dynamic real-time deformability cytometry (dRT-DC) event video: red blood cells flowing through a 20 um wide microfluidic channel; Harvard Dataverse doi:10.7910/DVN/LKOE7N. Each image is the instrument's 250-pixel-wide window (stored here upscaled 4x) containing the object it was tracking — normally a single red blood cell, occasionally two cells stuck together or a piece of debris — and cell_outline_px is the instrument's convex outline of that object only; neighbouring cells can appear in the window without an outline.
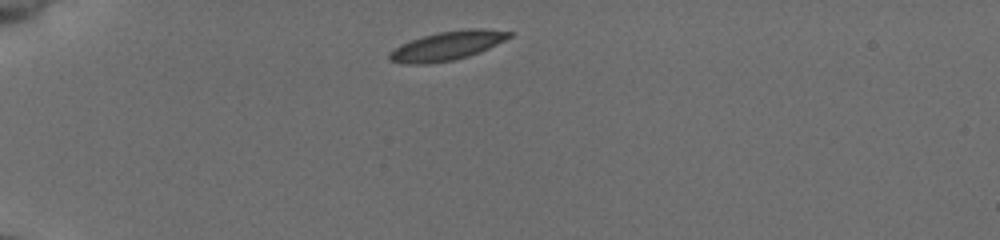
{"species": "common noctule bat (a hibernating species)", "species_latin": "Nyctalus noctula", "temperature_condition": "cold", "stored_images_in_passage": 40, "camera_frame_rate_fps": 3000, "um_per_image_px": 0.085, "animal": {"sex": "female", "body_mass_g": 19.5, "forearm_length_mm": 54.1}, "frame": {"image": 1, "passage_image": 1, "time_ms": 0.0, "image_size_px": [1000, 240], "cell_outline_px": [[512, 36], [480, 52], [468, 56], [452, 60], [428, 64], [400, 64], [388, 60], [388, 52], [400, 44], [424, 36], [440, 32], [468, 28], [484, 28], [512, 32]], "centroid_in_image_um": [37.97, 3.9], "position_along_channel_um": 47.0, "area_um2": 20.23}}
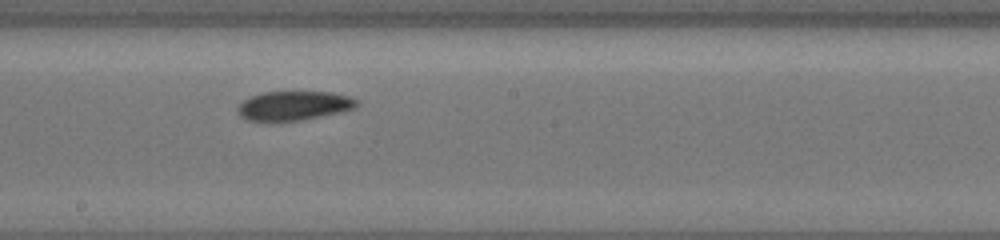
{"frame": {"image": 2, "passage_image": 18, "time_ms": 5.667, "image_size_px": [1000, 240], "cell_outline_px": [[360, 104], [356, 108], [344, 112], [300, 120], [248, 120], [240, 116], [236, 108], [244, 100], [252, 96], [264, 92], [332, 92], [348, 96], [356, 100]], "centroid_in_image_um": [25.03, 8.98], "position_along_channel_um": 223.2, "area_um2": 20.11}}
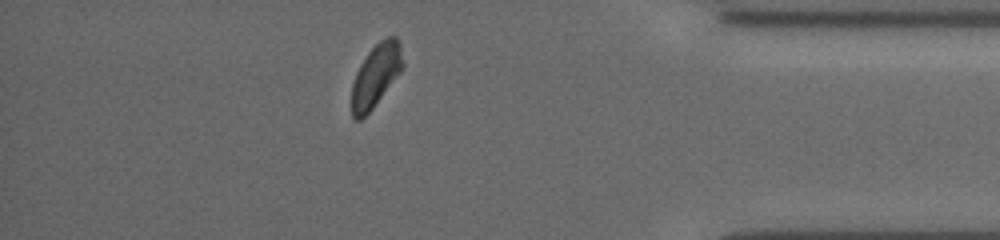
{"frame": {"image": 3, "passage_image": 34, "time_ms": 11.0, "image_size_px": [1000, 240], "cell_outline_px": [[404, 64], [400, 72], [372, 108], [360, 120], [356, 120], [352, 116], [352, 84], [356, 72], [360, 64], [368, 52], [380, 40], [388, 36], [396, 36], [400, 44]], "centroid_in_image_um": [31.94, 6.38], "position_along_channel_um": 403.3, "area_um2": 18.38}, "authors_computed_cell_mechanics": {"area_um2": 19.9699, "velocity_mm_per_s": 3.8338, "shape_relaxation_time_tau1_ms": 6.3992, "shape_relaxation_time_tau2_ms": 4.6351, "deformation_change_tau1": 0.1053, "deformation_change_tau2": 0.0783}}